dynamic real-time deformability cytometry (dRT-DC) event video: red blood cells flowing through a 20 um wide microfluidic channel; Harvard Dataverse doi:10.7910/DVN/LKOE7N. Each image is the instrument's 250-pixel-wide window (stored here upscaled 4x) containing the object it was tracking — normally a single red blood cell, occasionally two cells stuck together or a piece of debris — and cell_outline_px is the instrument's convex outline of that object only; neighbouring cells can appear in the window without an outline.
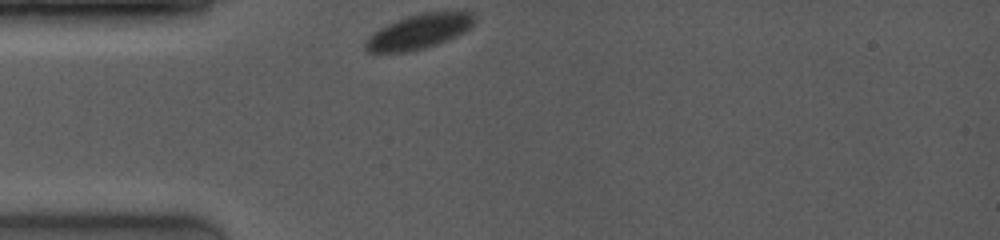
{"species": "common noctule bat (a hibernating species)", "species_latin": "Nyctalus noctula", "temperature_condition": "room temperature", "stored_images_in_passage": 21, "camera_frame_rate_fps": 4000, "um_per_image_px": 0.085, "animal": {"sex": "female", "body_mass_g": 19.0, "forearm_length_mm": 53.3}, "frame": {"image": 1, "passage_image": 1, "time_ms": 0.0, "image_size_px": [1000, 240], "cell_outline_px": [[476, 20], [464, 32], [456, 36], [436, 44], [424, 48], [408, 52], [368, 52], [364, 48], [364, 40], [372, 32], [396, 20], [408, 16], [424, 12], [472, 12]], "centroid_in_image_um": [35.56, 2.69], "position_along_channel_um": 49.4, "area_um2": 21.85}}
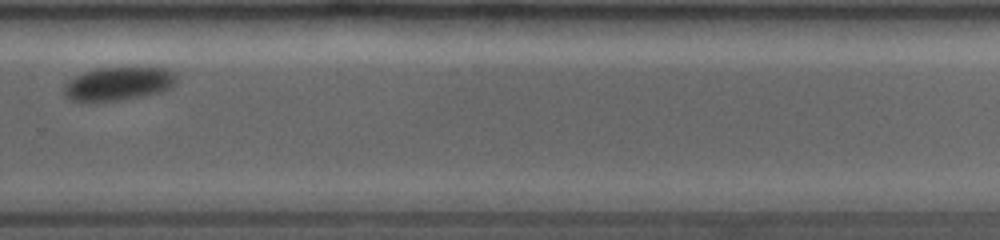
{"frame": {"image": 2, "passage_image": 18, "time_ms": 7.75, "image_size_px": [1000, 240], "cell_outline_px": [[176, 84], [172, 88], [160, 92], [120, 100], [88, 104], [80, 104], [68, 100], [64, 92], [64, 84], [68, 80], [84, 72], [96, 68], [172, 68], [176, 72]], "centroid_in_image_um": [10.03, 7.15], "position_along_channel_um": 319.8, "area_um2": 22.66}}
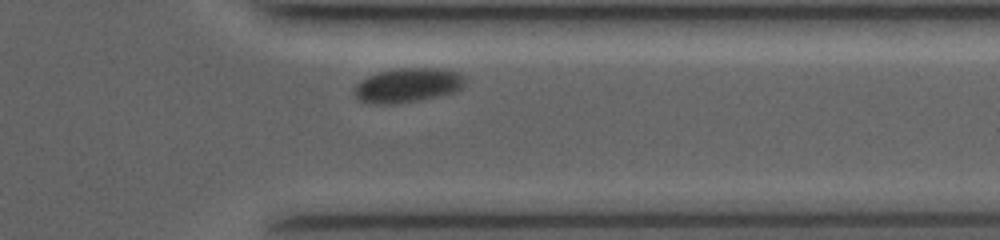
{"frame": {"image": 3, "passage_image": 20, "time_ms": 9.25, "image_size_px": [1000, 240], "cell_outline_px": [[468, 80], [460, 88], [452, 92], [436, 96], [416, 100], [388, 104], [372, 104], [360, 100], [352, 92], [352, 88], [360, 80], [368, 76], [380, 72], [400, 68], [440, 68], [460, 72]], "centroid_in_image_um": [34.64, 7.23], "position_along_channel_um": 376.8, "area_um2": 22.08}, "authors_computed_cell_mechanics": {"area_um2": 23.6402, "velocity_mm_per_s": 3.6268, "shape_relaxation_time_tau1_ms": 2.3965, "shape_relaxation_time_tau2_ms": null, "deformation_change_tau1": 0.0705, "deformation_change_tau2": null}}